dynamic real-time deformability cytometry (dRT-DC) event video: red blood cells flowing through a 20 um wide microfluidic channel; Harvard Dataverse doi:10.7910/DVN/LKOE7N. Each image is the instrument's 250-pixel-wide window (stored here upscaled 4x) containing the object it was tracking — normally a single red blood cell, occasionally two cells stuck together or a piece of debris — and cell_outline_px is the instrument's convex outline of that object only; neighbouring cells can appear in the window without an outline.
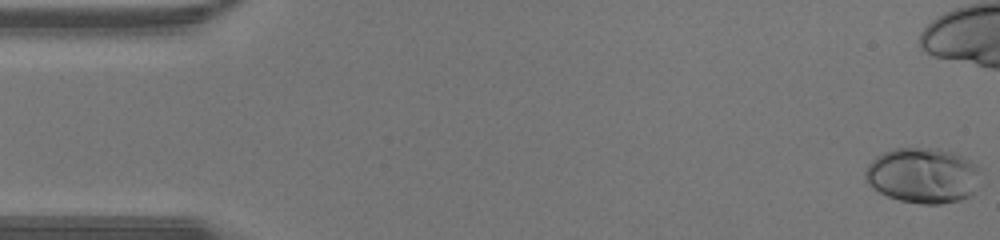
{"species": "human", "species_latin": "Homo sapiens", "temperature_condition": "warm", "stored_images_in_passage": 34, "camera_frame_rate_fps": 3000, "um_per_image_px": 0.085, "donor": {"sex": "male"}, "frame": {"image": 1, "passage_image": 1, "time_ms": 0.0, "image_size_px": [1000, 240], "cell_outline_px": [[984, 184], [972, 196], [960, 200], [940, 204], [920, 204], [900, 200], [888, 196], [880, 192], [868, 184], [864, 180], [864, 172], [868, 164], [876, 156], [884, 152], [896, 148], [940, 148], [952, 152], [976, 164], [980, 168]], "centroid_in_image_um": [78.52, 14.93], "position_along_channel_um": 6.5, "area_um2": 38.09}}
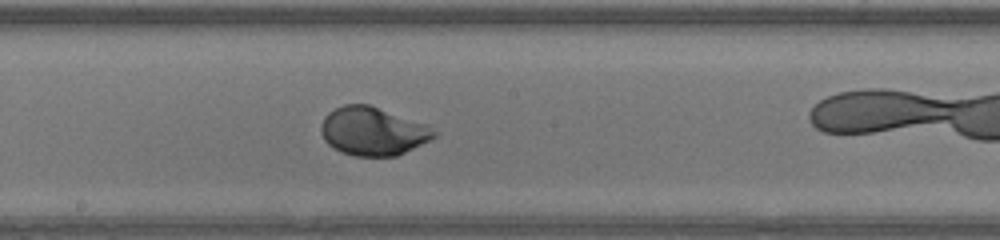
{"frame": {"image": 2, "passage_image": 23, "time_ms": 7.333, "image_size_px": [1000, 240], "cell_outline_px": [[440, 132], [436, 136], [396, 156], [352, 156], [340, 152], [332, 148], [324, 140], [320, 132], [320, 124], [324, 116], [328, 112], [344, 104], [368, 104], [428, 124]], "centroid_in_image_um": [31.67, 11.15], "position_along_channel_um": 216.5, "area_um2": 32.14}}
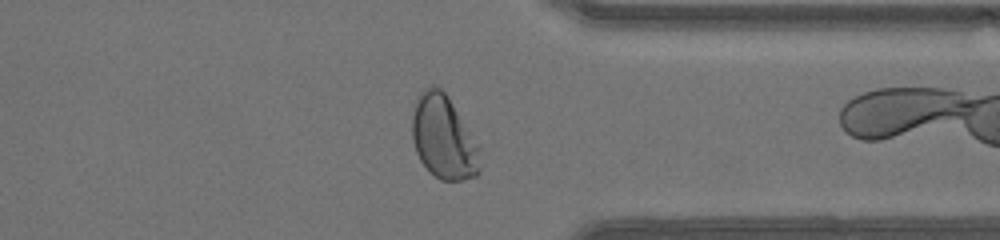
{"frame": {"image": 3, "passage_image": 33, "time_ms": 10.667, "image_size_px": [1000, 240], "cell_outline_px": [[480, 172], [476, 176], [460, 180], [440, 180], [420, 160], [416, 152], [412, 140], [412, 116], [416, 100], [420, 92], [424, 88], [432, 84], [440, 88], [448, 96], [480, 144]], "centroid_in_image_um": [37.73, 11.66], "position_along_channel_um": 373.7, "area_um2": 33.41}}